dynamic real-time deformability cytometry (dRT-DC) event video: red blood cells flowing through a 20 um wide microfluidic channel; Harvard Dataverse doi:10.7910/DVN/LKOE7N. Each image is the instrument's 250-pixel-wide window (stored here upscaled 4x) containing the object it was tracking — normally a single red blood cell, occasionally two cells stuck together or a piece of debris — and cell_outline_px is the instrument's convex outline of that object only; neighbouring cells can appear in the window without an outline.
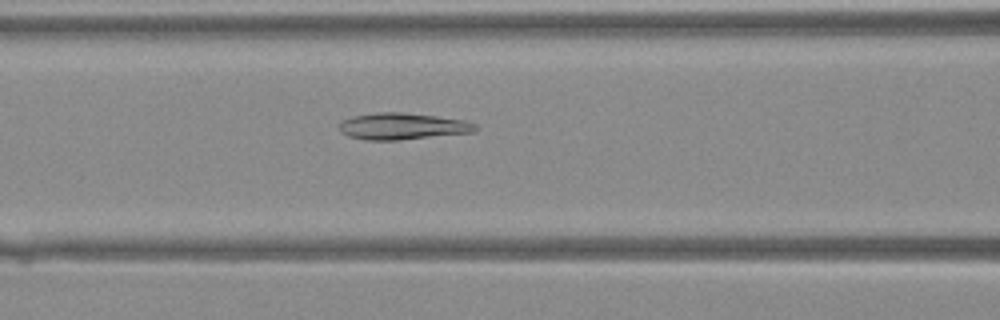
{"species": "Egyptian fruit bat (a non-hibernating species)", "species_latin": "Rousettus aegyptiacus", "temperature_condition": "warm", "stored_images_in_passage": 37, "camera_frame_rate_fps": 3000, "um_per_image_px": 0.085, "animal": {"sex": "female"}, "frame": {"image": 1, "passage_image": 14, "time_ms": 4.333, "image_size_px": [1000, 320], "cell_outline_px": [[480, 128], [472, 132], [400, 140], [368, 140], [348, 136], [340, 132], [340, 124], [344, 120], [352, 116], [380, 112], [400, 112], [436, 116], [468, 120], [476, 124]], "centroid_in_image_um": [34.25, 10.73], "position_along_channel_um": 132.3, "area_um2": 21.1}}
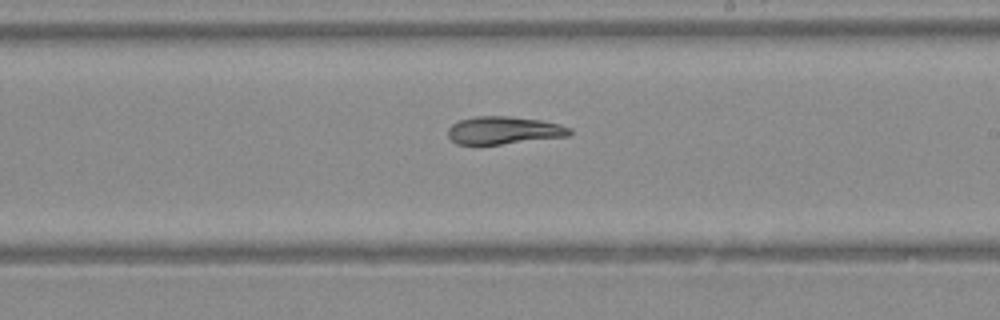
{"frame": {"image": 2, "passage_image": 21, "time_ms": 6.667, "image_size_px": [1000, 320], "cell_outline_px": [[572, 132], [568, 136], [500, 144], [456, 144], [448, 136], [448, 128], [452, 124], [460, 120], [476, 116], [508, 116], [540, 120], [560, 124], [572, 128]], "centroid_in_image_um": [42.83, 11.07], "position_along_channel_um": 246.2, "area_um2": 19.54}}
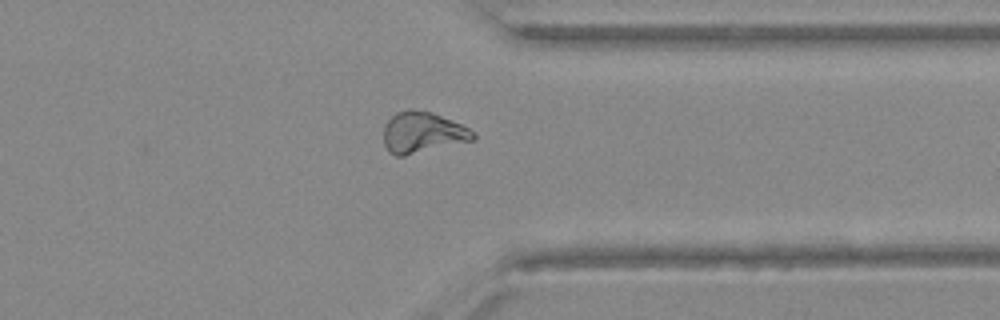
{"frame": {"image": 3, "passage_image": 29, "time_ms": 9.333, "image_size_px": [1000, 320], "cell_outline_px": [[476, 140], [404, 156], [396, 156], [388, 152], [384, 144], [384, 124], [396, 112], [408, 108], [412, 108], [432, 112], [460, 124], [468, 128], [476, 136]], "centroid_in_image_um": [35.89, 11.26], "position_along_channel_um": 375.5, "area_um2": 21.62}}